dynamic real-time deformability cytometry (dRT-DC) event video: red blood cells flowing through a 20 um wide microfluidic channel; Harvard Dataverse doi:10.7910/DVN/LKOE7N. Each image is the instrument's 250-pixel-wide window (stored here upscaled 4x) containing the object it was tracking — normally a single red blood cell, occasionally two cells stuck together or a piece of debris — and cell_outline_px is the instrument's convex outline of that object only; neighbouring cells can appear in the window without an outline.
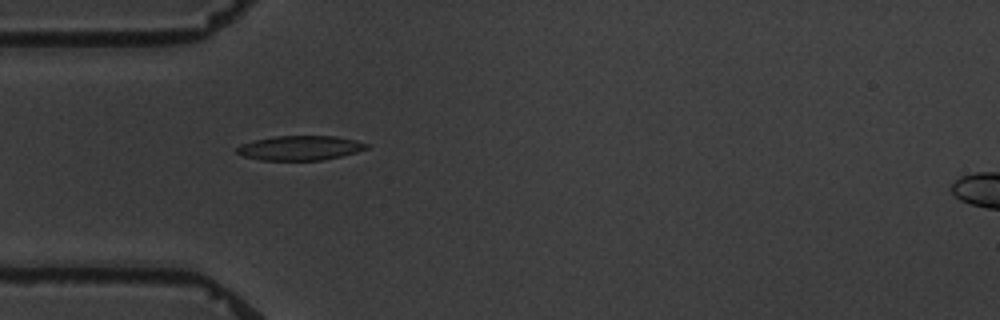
{"species": "common noctule bat (a hibernating species)", "species_latin": "Nyctalus noctula", "temperature_condition": "warm", "stored_images_in_passage": 4, "segment_of_instrument_passage": [1, 2], "camera_frame_rate_fps": 3000, "um_per_image_px": 0.085, "animal": {"sex": "male", "body_mass_g": 19.5, "forearm_length_mm": 54.6}, "frame": {"image": 1, "passage_image": 3, "time_ms": 3.333, "image_size_px": [1000, 320], "cell_outline_px": [[372, 144], [368, 148], [356, 152], [324, 160], [260, 160], [244, 156], [236, 152], [236, 148], [240, 144], [252, 140], [276, 136], [336, 136], [356, 140]], "centroid_in_image_um": [25.52, 12.57], "position_along_channel_um": 59.5, "area_um2": 18.67}}